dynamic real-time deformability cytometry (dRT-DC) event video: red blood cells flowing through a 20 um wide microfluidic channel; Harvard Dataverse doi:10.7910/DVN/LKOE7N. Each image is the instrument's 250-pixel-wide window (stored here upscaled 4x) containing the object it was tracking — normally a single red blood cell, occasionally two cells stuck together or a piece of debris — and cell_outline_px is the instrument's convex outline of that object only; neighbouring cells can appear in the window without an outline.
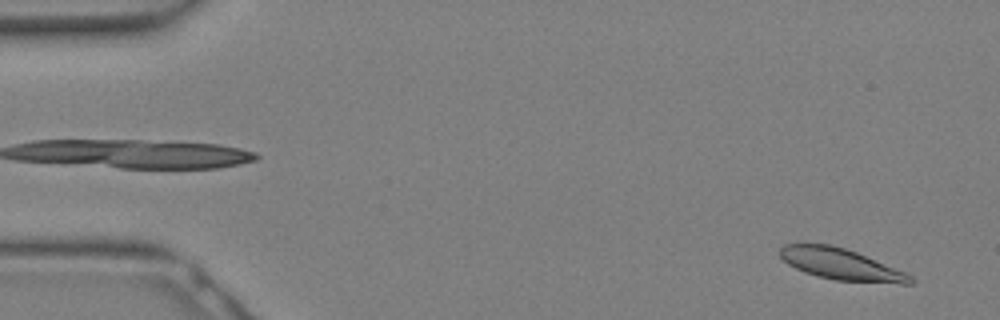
{"species": "Egyptian fruit bat (a non-hibernating species)", "species_latin": "Rousettus aegyptiacus", "temperature_condition": "warm", "stored_images_in_passage": 16, "camera_frame_rate_fps": 3000, "um_per_image_px": 0.085, "animal": {"sex": "female"}, "frame": {"image": 1, "passage_image": 1, "time_ms": 0.0, "image_size_px": [1000, 320], "cell_outline_px": [[916, 280], [912, 284], [900, 284], [836, 280], [816, 276], [804, 272], [788, 264], [780, 256], [780, 248], [784, 244], [828, 244], [844, 248], [856, 252], [904, 272], [912, 276]], "centroid_in_image_um": [71.49, 22.48], "position_along_channel_um": 13.5, "area_um2": 23.58}}
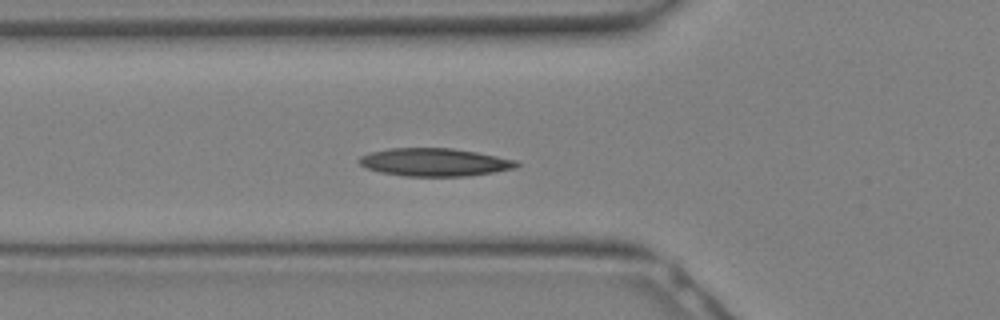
{"frame": {"image": 2, "passage_image": 10, "time_ms": 3.0, "image_size_px": [1000, 320], "cell_outline_px": [[520, 164], [516, 168], [492, 172], [464, 176], [404, 176], [380, 172], [368, 168], [360, 164], [356, 160], [360, 156], [368, 152], [388, 148], [452, 148], [476, 152], [516, 160]], "centroid_in_image_um": [36.89, 13.78], "position_along_channel_um": 88.9, "area_um2": 25.61}}
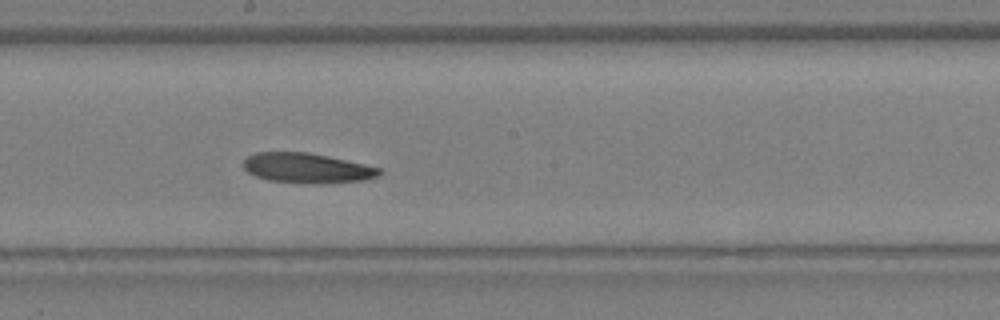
{"frame": {"image": 3, "passage_image": 16, "time_ms": 5.0, "image_size_px": [1000, 320], "cell_outline_px": [[384, 172], [380, 176], [364, 180], [316, 184], [268, 180], [256, 176], [248, 172], [244, 168], [244, 160], [248, 156], [256, 152], [308, 152], [328, 156], [364, 164], [380, 168]], "centroid_in_image_um": [26.12, 14.29], "position_along_channel_um": 222.1, "area_um2": 23.7}}